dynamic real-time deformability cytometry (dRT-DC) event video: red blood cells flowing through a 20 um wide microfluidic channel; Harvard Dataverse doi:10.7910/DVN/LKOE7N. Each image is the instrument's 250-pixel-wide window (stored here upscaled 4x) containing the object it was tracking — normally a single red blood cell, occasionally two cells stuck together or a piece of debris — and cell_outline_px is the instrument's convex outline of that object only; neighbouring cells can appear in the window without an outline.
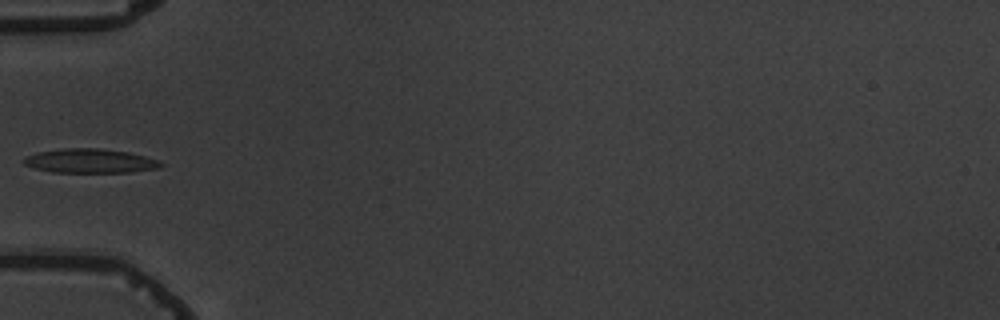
{"species": "common noctule bat (a hibernating species)", "species_latin": "Nyctalus noctula", "temperature_condition": "warm", "stored_images_in_passage": 6, "camera_frame_rate_fps": 3000, "um_per_image_px": 0.085, "animal": {"sex": "male", "body_mass_g": 19.5, "forearm_length_mm": 54.6}, "frame": {"image": 1, "passage_image": 5, "time_ms": 4.667, "image_size_px": [1000, 320], "cell_outline_px": [[164, 164], [156, 168], [132, 172], [52, 172], [36, 168], [24, 164], [20, 160], [24, 156], [36, 152], [60, 148], [96, 148], [128, 152], [144, 156], [156, 160]], "centroid_in_image_um": [7.57, 13.67], "position_along_channel_um": 77.4, "area_um2": 19.25}}
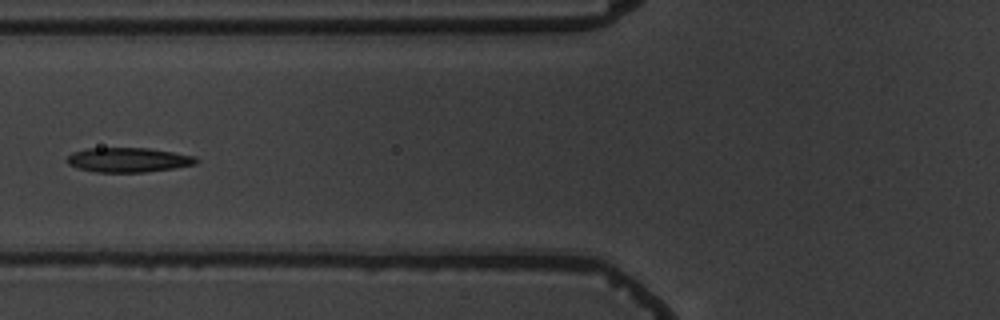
{"frame": {"image": 2, "passage_image": 6, "time_ms": 5.667, "image_size_px": [1000, 320], "cell_outline_px": [[200, 160], [196, 164], [176, 168], [144, 172], [96, 172], [80, 168], [68, 164], [64, 160], [72, 152], [88, 148], [148, 148], [196, 156]], "centroid_in_image_um": [10.92, 13.59], "position_along_channel_um": 114.9, "area_um2": 18.55}}